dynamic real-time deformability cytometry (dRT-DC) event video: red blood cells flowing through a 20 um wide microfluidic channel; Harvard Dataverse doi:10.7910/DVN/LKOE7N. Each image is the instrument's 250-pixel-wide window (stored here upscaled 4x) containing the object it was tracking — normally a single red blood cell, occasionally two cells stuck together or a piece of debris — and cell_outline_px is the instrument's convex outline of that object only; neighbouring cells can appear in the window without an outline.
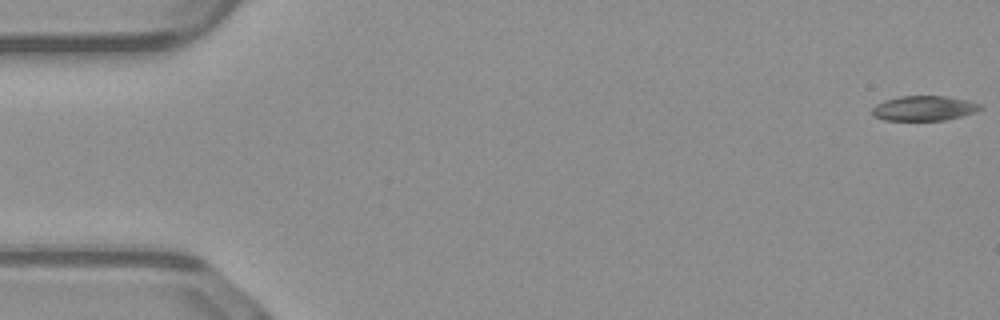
{"species": "common noctule bat (a hibernating species)", "species_latin": "Nyctalus noctula", "temperature_condition": "warm", "stored_images_in_passage": 51, "camera_frame_rate_fps": 3000, "um_per_image_px": 0.085, "animal": {"sex": "male", "body_mass_g": 23.1, "forearm_length_mm": 52.7}, "frame": {"image": 1, "passage_image": 1, "time_ms": 0.0, "image_size_px": [1000, 320], "cell_outline_px": [[984, 108], [976, 112], [944, 120], [884, 120], [872, 116], [872, 108], [876, 104], [884, 100], [900, 96], [944, 96], [968, 100], [980, 104]], "centroid_in_image_um": [78.53, 9.2], "position_along_channel_um": 6.5, "area_um2": 15.72}}
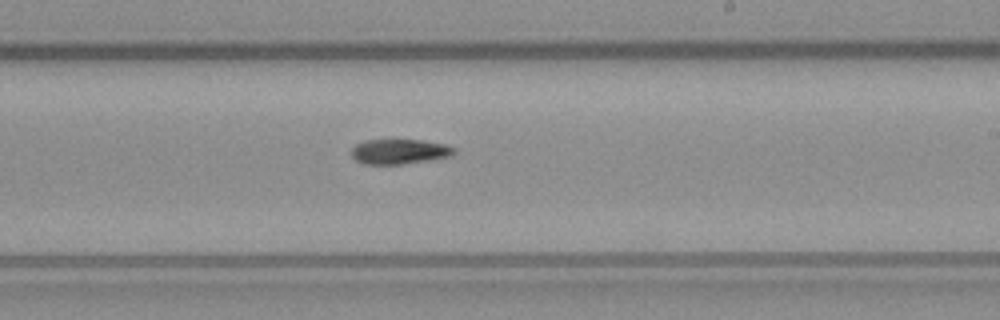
{"frame": {"image": 2, "passage_image": 30, "time_ms": 9.667, "image_size_px": [1000, 320], "cell_outline_px": [[456, 152], [452, 156], [432, 160], [404, 164], [364, 164], [356, 160], [352, 156], [352, 148], [356, 144], [364, 140], [420, 140], [444, 144], [456, 148]], "centroid_in_image_um": [33.98, 12.89], "position_along_channel_um": 255.0, "area_um2": 15.03}}
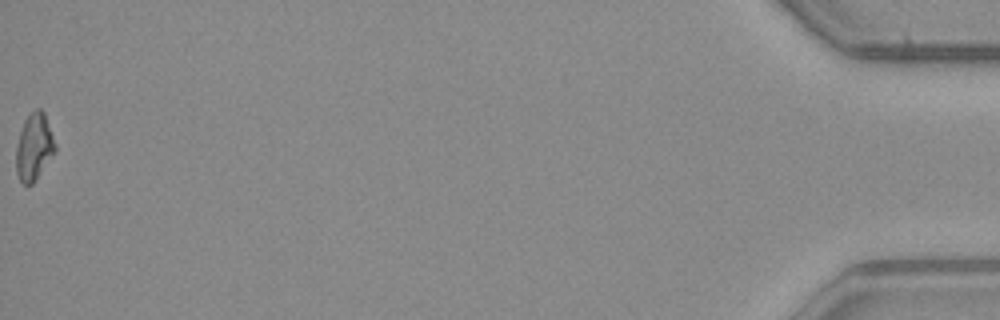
{"frame": {"image": 3, "passage_image": 51, "time_ms": 16.667, "image_size_px": [1000, 320], "cell_outline_px": [[56, 152], [36, 180], [32, 184], [24, 184], [20, 180], [16, 172], [16, 148], [20, 132], [24, 120], [36, 108], [40, 108], [44, 112], [56, 144]], "centroid_in_image_um": [2.91, 12.5], "position_along_channel_um": 432.3, "area_um2": 15.26}, "authors_computed_cell_mechanics": {"area_um2": 15.606, "velocity_mm_per_s": 4.1056, "shape_relaxation_time_tau1_ms": 2.7917, "shape_relaxation_time_tau2_ms": null, "deformation_change_tau1": 0.134, "deformation_change_tau2": null}}